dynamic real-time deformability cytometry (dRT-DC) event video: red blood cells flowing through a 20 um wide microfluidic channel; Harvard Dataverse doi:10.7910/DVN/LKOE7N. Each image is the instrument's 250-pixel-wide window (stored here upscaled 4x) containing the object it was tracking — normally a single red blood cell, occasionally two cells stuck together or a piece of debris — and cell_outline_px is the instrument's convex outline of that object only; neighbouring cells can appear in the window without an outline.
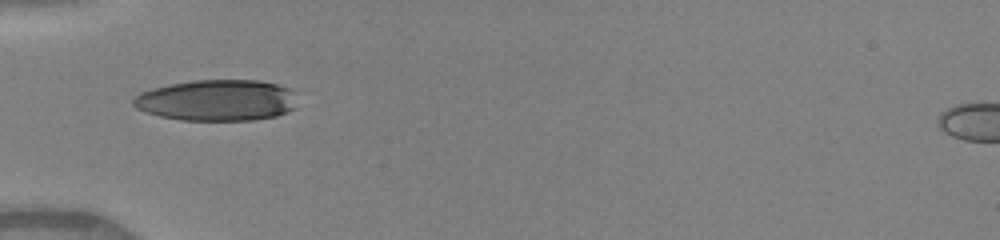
{"species": "human", "species_latin": "Homo sapiens", "temperature_condition": "warm", "stored_images_in_passage": 19, "camera_frame_rate_fps": 3000, "um_per_image_px": 0.085, "donor": {"sex": "female"}, "frame": {"image": 1, "passage_image": 1, "time_ms": 0.0, "image_size_px": [1000, 240], "cell_outline_px": [[292, 108], [288, 112], [276, 116], [252, 120], [180, 120], [160, 116], [144, 112], [136, 108], [132, 104], [132, 100], [140, 92], [152, 88], [192, 80], [256, 80], [276, 84], [288, 88]], "centroid_in_image_um": [18.32, 8.53], "position_along_channel_um": 66.7, "area_um2": 38.84}}
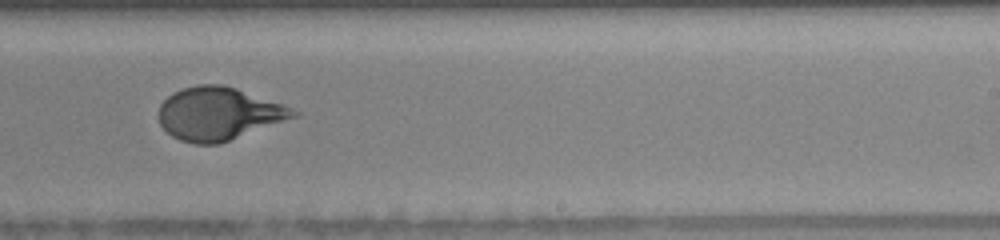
{"frame": {"image": 2, "passage_image": 16, "time_ms": 5.0, "image_size_px": [1000, 240], "cell_outline_px": [[300, 116], [220, 144], [192, 144], [180, 140], [172, 136], [160, 124], [156, 116], [160, 104], [172, 92], [196, 84], [220, 84], [236, 88], [292, 108], [300, 112]], "centroid_in_image_um": [18.57, 9.68], "position_along_channel_um": 270.4, "area_um2": 41.85}}